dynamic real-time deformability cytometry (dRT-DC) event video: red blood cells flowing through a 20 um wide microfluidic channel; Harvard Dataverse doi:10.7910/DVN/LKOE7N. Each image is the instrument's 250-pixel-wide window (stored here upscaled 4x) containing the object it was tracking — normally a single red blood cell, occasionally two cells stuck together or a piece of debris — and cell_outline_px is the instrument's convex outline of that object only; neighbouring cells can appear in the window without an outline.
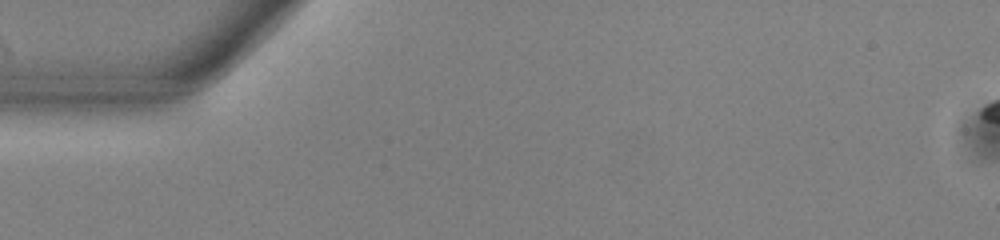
{"species": "common noctule bat (a hibernating species)", "species_latin": "Nyctalus noctula", "temperature_condition": "warm", "stored_images_in_passage": 2, "camera_frame_rate_fps": 3000, "um_per_image_px": 0.085, "animal": {"sex": "male", "body_mass_g": 13.0, "forearm_length_mm": 53.1}, "frame": {"image": 1, "passage_image": 1, "time_ms": 0.0, "image_size_px": [1000, 240], "cell_outline_px": [[276, 28], [236, 64], [216, 80], [188, 92], [172, 92], [256, 20], [268, 12], [276, 20]], "centroid_in_image_um": [19.59, 4.6], "position_along_channel_um": 65.4, "area_um2": 15.43}}